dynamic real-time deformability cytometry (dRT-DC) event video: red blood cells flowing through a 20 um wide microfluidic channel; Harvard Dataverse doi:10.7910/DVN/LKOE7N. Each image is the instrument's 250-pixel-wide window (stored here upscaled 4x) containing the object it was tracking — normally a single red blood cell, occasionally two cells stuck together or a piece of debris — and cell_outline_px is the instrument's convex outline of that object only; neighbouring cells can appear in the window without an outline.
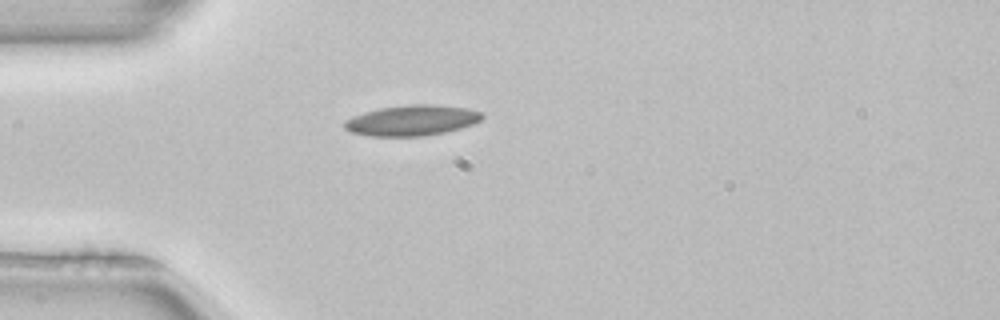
{"species": "common noctule bat (a hibernating species)", "species_latin": "Nyctalus noctula", "temperature_condition": "room temperature", "stored_images_in_passage": 38, "camera_frame_rate_fps": 3000, "um_per_image_px": 0.085, "animal": {"sex": "female", "body_mass_g": 22.7, "forearm_length_mm": 54.2}, "frame": {"image": 1, "passage_image": 1, "time_ms": 0.0, "image_size_px": [1000, 320], "cell_outline_px": [[484, 116], [480, 120], [472, 124], [460, 128], [444, 132], [424, 136], [368, 136], [352, 132], [344, 128], [344, 120], [352, 116], [364, 112], [380, 108], [408, 104], [436, 104], [468, 108], [484, 112]], "centroid_in_image_um": [35.02, 10.22], "position_along_channel_um": 50.0, "area_um2": 24.68}}
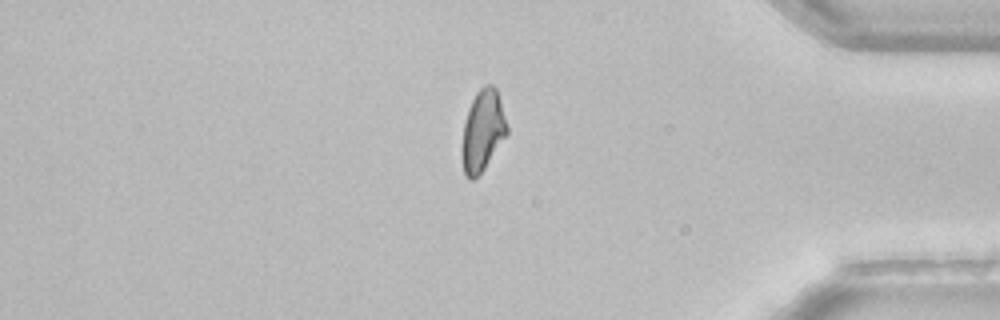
{"frame": {"image": 2, "passage_image": 30, "time_ms": 9.667, "image_size_px": [1000, 320], "cell_outline_px": [[508, 132], [484, 168], [472, 180], [468, 180], [464, 176], [460, 156], [460, 148], [464, 124], [468, 108], [476, 92], [484, 84], [492, 84], [496, 88], [500, 100], [508, 128]], "centroid_in_image_um": [40.98, 11.12], "position_along_channel_um": 394.2, "area_um2": 21.44}}
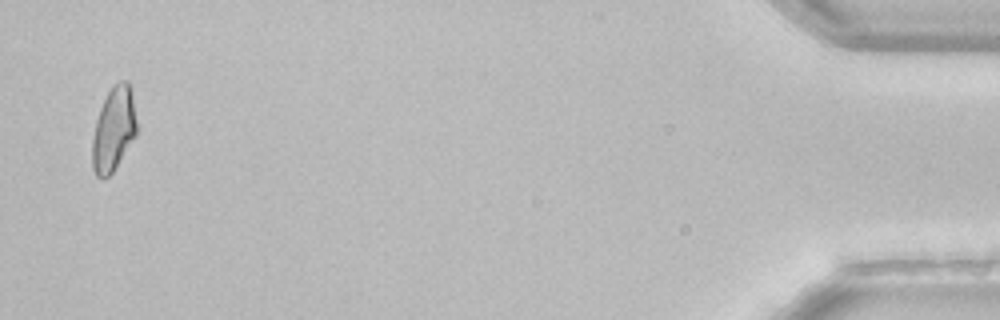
{"frame": {"image": 3, "passage_image": 37, "time_ms": 12.0, "image_size_px": [1000, 320], "cell_outline_px": [[136, 136], [112, 172], [104, 180], [100, 180], [96, 176], [92, 168], [92, 140], [96, 120], [100, 108], [108, 92], [120, 80], [128, 80], [132, 88], [136, 120]], "centroid_in_image_um": [9.66, 11.0], "position_along_channel_um": 425.5, "area_um2": 21.85}, "authors_computed_cell_mechanics": {"area_um2": 22.1374, "velocity_mm_per_s": 3.987, "shape_relaxation_time_tau1_ms": 7.3223, "shape_relaxation_time_tau2_ms": null, "deformation_change_tau1": 0.1684, "deformation_change_tau2": null}}